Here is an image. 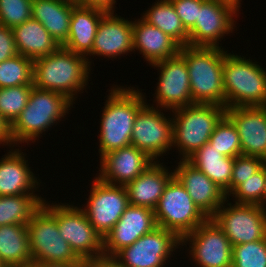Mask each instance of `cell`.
Masks as SVG:
<instances>
[{
	"label": "cell",
	"instance_id": "3",
	"mask_svg": "<svg viewBox=\"0 0 266 267\" xmlns=\"http://www.w3.org/2000/svg\"><path fill=\"white\" fill-rule=\"evenodd\" d=\"M220 47L183 46L179 54L185 59L189 72L193 104H214L225 107L223 87L224 56Z\"/></svg>",
	"mask_w": 266,
	"mask_h": 267
},
{
	"label": "cell",
	"instance_id": "9",
	"mask_svg": "<svg viewBox=\"0 0 266 267\" xmlns=\"http://www.w3.org/2000/svg\"><path fill=\"white\" fill-rule=\"evenodd\" d=\"M57 225L61 237L81 260L104 257V240L79 206L58 203Z\"/></svg>",
	"mask_w": 266,
	"mask_h": 267
},
{
	"label": "cell",
	"instance_id": "25",
	"mask_svg": "<svg viewBox=\"0 0 266 267\" xmlns=\"http://www.w3.org/2000/svg\"><path fill=\"white\" fill-rule=\"evenodd\" d=\"M106 13L100 8L76 5L70 18L67 41L62 46L86 57L92 51L98 24Z\"/></svg>",
	"mask_w": 266,
	"mask_h": 267
},
{
	"label": "cell",
	"instance_id": "22",
	"mask_svg": "<svg viewBox=\"0 0 266 267\" xmlns=\"http://www.w3.org/2000/svg\"><path fill=\"white\" fill-rule=\"evenodd\" d=\"M14 147L0 159V196L35 194L41 183L31 171L26 153Z\"/></svg>",
	"mask_w": 266,
	"mask_h": 267
},
{
	"label": "cell",
	"instance_id": "19",
	"mask_svg": "<svg viewBox=\"0 0 266 267\" xmlns=\"http://www.w3.org/2000/svg\"><path fill=\"white\" fill-rule=\"evenodd\" d=\"M100 160L99 177L112 185H126L155 161L133 145L108 152Z\"/></svg>",
	"mask_w": 266,
	"mask_h": 267
},
{
	"label": "cell",
	"instance_id": "44",
	"mask_svg": "<svg viewBox=\"0 0 266 267\" xmlns=\"http://www.w3.org/2000/svg\"><path fill=\"white\" fill-rule=\"evenodd\" d=\"M31 267H87V262L83 260L79 264H70L61 262H40V263H33Z\"/></svg>",
	"mask_w": 266,
	"mask_h": 267
},
{
	"label": "cell",
	"instance_id": "12",
	"mask_svg": "<svg viewBox=\"0 0 266 267\" xmlns=\"http://www.w3.org/2000/svg\"><path fill=\"white\" fill-rule=\"evenodd\" d=\"M161 111L146 103L136 115L131 136V145L154 161H160L159 158L173 147V118Z\"/></svg>",
	"mask_w": 266,
	"mask_h": 267
},
{
	"label": "cell",
	"instance_id": "40",
	"mask_svg": "<svg viewBox=\"0 0 266 267\" xmlns=\"http://www.w3.org/2000/svg\"><path fill=\"white\" fill-rule=\"evenodd\" d=\"M18 54L12 28L0 24V63Z\"/></svg>",
	"mask_w": 266,
	"mask_h": 267
},
{
	"label": "cell",
	"instance_id": "20",
	"mask_svg": "<svg viewBox=\"0 0 266 267\" xmlns=\"http://www.w3.org/2000/svg\"><path fill=\"white\" fill-rule=\"evenodd\" d=\"M226 115L237 128L242 155L266 161V106L227 108Z\"/></svg>",
	"mask_w": 266,
	"mask_h": 267
},
{
	"label": "cell",
	"instance_id": "29",
	"mask_svg": "<svg viewBox=\"0 0 266 267\" xmlns=\"http://www.w3.org/2000/svg\"><path fill=\"white\" fill-rule=\"evenodd\" d=\"M0 261L5 267L32 266L27 225L0 226Z\"/></svg>",
	"mask_w": 266,
	"mask_h": 267
},
{
	"label": "cell",
	"instance_id": "47",
	"mask_svg": "<svg viewBox=\"0 0 266 267\" xmlns=\"http://www.w3.org/2000/svg\"><path fill=\"white\" fill-rule=\"evenodd\" d=\"M0 267H5L3 264H2V262L0 261Z\"/></svg>",
	"mask_w": 266,
	"mask_h": 267
},
{
	"label": "cell",
	"instance_id": "23",
	"mask_svg": "<svg viewBox=\"0 0 266 267\" xmlns=\"http://www.w3.org/2000/svg\"><path fill=\"white\" fill-rule=\"evenodd\" d=\"M174 177L163 162L155 161L140 176L125 185L129 204L154 210L165 187Z\"/></svg>",
	"mask_w": 266,
	"mask_h": 267
},
{
	"label": "cell",
	"instance_id": "36",
	"mask_svg": "<svg viewBox=\"0 0 266 267\" xmlns=\"http://www.w3.org/2000/svg\"><path fill=\"white\" fill-rule=\"evenodd\" d=\"M232 267H266V238L232 246Z\"/></svg>",
	"mask_w": 266,
	"mask_h": 267
},
{
	"label": "cell",
	"instance_id": "16",
	"mask_svg": "<svg viewBox=\"0 0 266 267\" xmlns=\"http://www.w3.org/2000/svg\"><path fill=\"white\" fill-rule=\"evenodd\" d=\"M237 14L233 7L225 3L205 0L198 10V23L189 31L188 45L220 47L219 41L236 28L234 19Z\"/></svg>",
	"mask_w": 266,
	"mask_h": 267
},
{
	"label": "cell",
	"instance_id": "33",
	"mask_svg": "<svg viewBox=\"0 0 266 267\" xmlns=\"http://www.w3.org/2000/svg\"><path fill=\"white\" fill-rule=\"evenodd\" d=\"M208 143L226 157L235 158L242 155L237 128L226 114L215 126Z\"/></svg>",
	"mask_w": 266,
	"mask_h": 267
},
{
	"label": "cell",
	"instance_id": "21",
	"mask_svg": "<svg viewBox=\"0 0 266 267\" xmlns=\"http://www.w3.org/2000/svg\"><path fill=\"white\" fill-rule=\"evenodd\" d=\"M175 167L174 176L185 187L194 204L211 218L227 199L225 192L187 160Z\"/></svg>",
	"mask_w": 266,
	"mask_h": 267
},
{
	"label": "cell",
	"instance_id": "11",
	"mask_svg": "<svg viewBox=\"0 0 266 267\" xmlns=\"http://www.w3.org/2000/svg\"><path fill=\"white\" fill-rule=\"evenodd\" d=\"M180 245L181 239L173 231L157 226L112 258L122 267H164Z\"/></svg>",
	"mask_w": 266,
	"mask_h": 267
},
{
	"label": "cell",
	"instance_id": "8",
	"mask_svg": "<svg viewBox=\"0 0 266 267\" xmlns=\"http://www.w3.org/2000/svg\"><path fill=\"white\" fill-rule=\"evenodd\" d=\"M154 214L157 226L173 231L180 239L208 219L175 176L165 187Z\"/></svg>",
	"mask_w": 266,
	"mask_h": 267
},
{
	"label": "cell",
	"instance_id": "43",
	"mask_svg": "<svg viewBox=\"0 0 266 267\" xmlns=\"http://www.w3.org/2000/svg\"><path fill=\"white\" fill-rule=\"evenodd\" d=\"M87 267H122L113 258L102 257L96 260L88 261Z\"/></svg>",
	"mask_w": 266,
	"mask_h": 267
},
{
	"label": "cell",
	"instance_id": "45",
	"mask_svg": "<svg viewBox=\"0 0 266 267\" xmlns=\"http://www.w3.org/2000/svg\"><path fill=\"white\" fill-rule=\"evenodd\" d=\"M219 2L225 3L231 7H233L237 12H239V9L241 8V1L242 0H217Z\"/></svg>",
	"mask_w": 266,
	"mask_h": 267
},
{
	"label": "cell",
	"instance_id": "18",
	"mask_svg": "<svg viewBox=\"0 0 266 267\" xmlns=\"http://www.w3.org/2000/svg\"><path fill=\"white\" fill-rule=\"evenodd\" d=\"M133 51V21L124 19L114 12H107L98 24L92 51L86 56L117 58Z\"/></svg>",
	"mask_w": 266,
	"mask_h": 267
},
{
	"label": "cell",
	"instance_id": "5",
	"mask_svg": "<svg viewBox=\"0 0 266 267\" xmlns=\"http://www.w3.org/2000/svg\"><path fill=\"white\" fill-rule=\"evenodd\" d=\"M258 62L227 53L223 63L225 108L266 106V71Z\"/></svg>",
	"mask_w": 266,
	"mask_h": 267
},
{
	"label": "cell",
	"instance_id": "13",
	"mask_svg": "<svg viewBox=\"0 0 266 267\" xmlns=\"http://www.w3.org/2000/svg\"><path fill=\"white\" fill-rule=\"evenodd\" d=\"M94 179L87 205L80 208L104 239L130 204L124 185L108 184L97 176Z\"/></svg>",
	"mask_w": 266,
	"mask_h": 267
},
{
	"label": "cell",
	"instance_id": "46",
	"mask_svg": "<svg viewBox=\"0 0 266 267\" xmlns=\"http://www.w3.org/2000/svg\"><path fill=\"white\" fill-rule=\"evenodd\" d=\"M264 208L266 209V163H265V190H264Z\"/></svg>",
	"mask_w": 266,
	"mask_h": 267
},
{
	"label": "cell",
	"instance_id": "26",
	"mask_svg": "<svg viewBox=\"0 0 266 267\" xmlns=\"http://www.w3.org/2000/svg\"><path fill=\"white\" fill-rule=\"evenodd\" d=\"M73 0H32V18L39 21L62 46L68 38Z\"/></svg>",
	"mask_w": 266,
	"mask_h": 267
},
{
	"label": "cell",
	"instance_id": "27",
	"mask_svg": "<svg viewBox=\"0 0 266 267\" xmlns=\"http://www.w3.org/2000/svg\"><path fill=\"white\" fill-rule=\"evenodd\" d=\"M12 30L18 53L33 61L54 53L60 47L46 28L34 18Z\"/></svg>",
	"mask_w": 266,
	"mask_h": 267
},
{
	"label": "cell",
	"instance_id": "4",
	"mask_svg": "<svg viewBox=\"0 0 266 267\" xmlns=\"http://www.w3.org/2000/svg\"><path fill=\"white\" fill-rule=\"evenodd\" d=\"M71 107L73 102L65 95L33 86L26 107L10 125L12 145L35 142L43 132L62 121Z\"/></svg>",
	"mask_w": 266,
	"mask_h": 267
},
{
	"label": "cell",
	"instance_id": "24",
	"mask_svg": "<svg viewBox=\"0 0 266 267\" xmlns=\"http://www.w3.org/2000/svg\"><path fill=\"white\" fill-rule=\"evenodd\" d=\"M180 48L173 38L141 17L133 21V52L138 50L149 65L173 58Z\"/></svg>",
	"mask_w": 266,
	"mask_h": 267
},
{
	"label": "cell",
	"instance_id": "32",
	"mask_svg": "<svg viewBox=\"0 0 266 267\" xmlns=\"http://www.w3.org/2000/svg\"><path fill=\"white\" fill-rule=\"evenodd\" d=\"M33 85V60L21 54L0 63V88Z\"/></svg>",
	"mask_w": 266,
	"mask_h": 267
},
{
	"label": "cell",
	"instance_id": "28",
	"mask_svg": "<svg viewBox=\"0 0 266 267\" xmlns=\"http://www.w3.org/2000/svg\"><path fill=\"white\" fill-rule=\"evenodd\" d=\"M186 160L217 184L227 197L230 195L235 158L222 155L217 149L206 143Z\"/></svg>",
	"mask_w": 266,
	"mask_h": 267
},
{
	"label": "cell",
	"instance_id": "10",
	"mask_svg": "<svg viewBox=\"0 0 266 267\" xmlns=\"http://www.w3.org/2000/svg\"><path fill=\"white\" fill-rule=\"evenodd\" d=\"M229 199L211 218L228 237L230 244L234 246L266 238V209L258 205H232L228 203Z\"/></svg>",
	"mask_w": 266,
	"mask_h": 267
},
{
	"label": "cell",
	"instance_id": "31",
	"mask_svg": "<svg viewBox=\"0 0 266 267\" xmlns=\"http://www.w3.org/2000/svg\"><path fill=\"white\" fill-rule=\"evenodd\" d=\"M43 202L38 194L0 196V226L27 225Z\"/></svg>",
	"mask_w": 266,
	"mask_h": 267
},
{
	"label": "cell",
	"instance_id": "38",
	"mask_svg": "<svg viewBox=\"0 0 266 267\" xmlns=\"http://www.w3.org/2000/svg\"><path fill=\"white\" fill-rule=\"evenodd\" d=\"M265 163L264 159L257 156L239 155L235 157L231 177V192L245 179L257 173Z\"/></svg>",
	"mask_w": 266,
	"mask_h": 267
},
{
	"label": "cell",
	"instance_id": "41",
	"mask_svg": "<svg viewBox=\"0 0 266 267\" xmlns=\"http://www.w3.org/2000/svg\"><path fill=\"white\" fill-rule=\"evenodd\" d=\"M76 5L85 7H96L107 12H114L116 0H73Z\"/></svg>",
	"mask_w": 266,
	"mask_h": 267
},
{
	"label": "cell",
	"instance_id": "6",
	"mask_svg": "<svg viewBox=\"0 0 266 267\" xmlns=\"http://www.w3.org/2000/svg\"><path fill=\"white\" fill-rule=\"evenodd\" d=\"M172 112V146L178 149L180 159L186 160L208 143L215 126L226 114V108L214 104H192Z\"/></svg>",
	"mask_w": 266,
	"mask_h": 267
},
{
	"label": "cell",
	"instance_id": "42",
	"mask_svg": "<svg viewBox=\"0 0 266 267\" xmlns=\"http://www.w3.org/2000/svg\"><path fill=\"white\" fill-rule=\"evenodd\" d=\"M0 144H2V146L8 145L9 147H13L12 140L10 137V126L2 118L1 115H0Z\"/></svg>",
	"mask_w": 266,
	"mask_h": 267
},
{
	"label": "cell",
	"instance_id": "7",
	"mask_svg": "<svg viewBox=\"0 0 266 267\" xmlns=\"http://www.w3.org/2000/svg\"><path fill=\"white\" fill-rule=\"evenodd\" d=\"M33 263L61 262L79 264L82 260L71 249L58 230L57 203L44 199L42 206L27 224Z\"/></svg>",
	"mask_w": 266,
	"mask_h": 267
},
{
	"label": "cell",
	"instance_id": "2",
	"mask_svg": "<svg viewBox=\"0 0 266 267\" xmlns=\"http://www.w3.org/2000/svg\"><path fill=\"white\" fill-rule=\"evenodd\" d=\"M91 67L85 56L60 46L54 53L33 61V86L65 95L75 104L86 89Z\"/></svg>",
	"mask_w": 266,
	"mask_h": 267
},
{
	"label": "cell",
	"instance_id": "17",
	"mask_svg": "<svg viewBox=\"0 0 266 267\" xmlns=\"http://www.w3.org/2000/svg\"><path fill=\"white\" fill-rule=\"evenodd\" d=\"M156 227L154 210L129 205L103 239L104 257L112 258L118 251L131 246L137 239Z\"/></svg>",
	"mask_w": 266,
	"mask_h": 267
},
{
	"label": "cell",
	"instance_id": "15",
	"mask_svg": "<svg viewBox=\"0 0 266 267\" xmlns=\"http://www.w3.org/2000/svg\"><path fill=\"white\" fill-rule=\"evenodd\" d=\"M152 66L160 72L154 95L156 108H161L165 112L193 104L188 68L180 54Z\"/></svg>",
	"mask_w": 266,
	"mask_h": 267
},
{
	"label": "cell",
	"instance_id": "30",
	"mask_svg": "<svg viewBox=\"0 0 266 267\" xmlns=\"http://www.w3.org/2000/svg\"><path fill=\"white\" fill-rule=\"evenodd\" d=\"M142 19L173 38L181 47L188 45L189 32L183 26L170 0H158L144 11Z\"/></svg>",
	"mask_w": 266,
	"mask_h": 267
},
{
	"label": "cell",
	"instance_id": "1",
	"mask_svg": "<svg viewBox=\"0 0 266 267\" xmlns=\"http://www.w3.org/2000/svg\"><path fill=\"white\" fill-rule=\"evenodd\" d=\"M115 85L109 90L100 119L99 154L131 145L133 125L138 111L147 103L146 97L135 87Z\"/></svg>",
	"mask_w": 266,
	"mask_h": 267
},
{
	"label": "cell",
	"instance_id": "39",
	"mask_svg": "<svg viewBox=\"0 0 266 267\" xmlns=\"http://www.w3.org/2000/svg\"><path fill=\"white\" fill-rule=\"evenodd\" d=\"M185 29L189 32L198 23V10L205 0H170Z\"/></svg>",
	"mask_w": 266,
	"mask_h": 267
},
{
	"label": "cell",
	"instance_id": "37",
	"mask_svg": "<svg viewBox=\"0 0 266 267\" xmlns=\"http://www.w3.org/2000/svg\"><path fill=\"white\" fill-rule=\"evenodd\" d=\"M32 0H0V24L9 28L32 18Z\"/></svg>",
	"mask_w": 266,
	"mask_h": 267
},
{
	"label": "cell",
	"instance_id": "35",
	"mask_svg": "<svg viewBox=\"0 0 266 267\" xmlns=\"http://www.w3.org/2000/svg\"><path fill=\"white\" fill-rule=\"evenodd\" d=\"M264 190H265V164L252 177L238 185L228 195L233 196V201L240 204L258 205L264 207ZM232 194V195H231Z\"/></svg>",
	"mask_w": 266,
	"mask_h": 267
},
{
	"label": "cell",
	"instance_id": "34",
	"mask_svg": "<svg viewBox=\"0 0 266 267\" xmlns=\"http://www.w3.org/2000/svg\"><path fill=\"white\" fill-rule=\"evenodd\" d=\"M33 85L0 88V115L10 126L26 107Z\"/></svg>",
	"mask_w": 266,
	"mask_h": 267
},
{
	"label": "cell",
	"instance_id": "14",
	"mask_svg": "<svg viewBox=\"0 0 266 267\" xmlns=\"http://www.w3.org/2000/svg\"><path fill=\"white\" fill-rule=\"evenodd\" d=\"M187 244L190 260L196 262V266L232 267V245L212 218L181 239V248Z\"/></svg>",
	"mask_w": 266,
	"mask_h": 267
}]
</instances>
